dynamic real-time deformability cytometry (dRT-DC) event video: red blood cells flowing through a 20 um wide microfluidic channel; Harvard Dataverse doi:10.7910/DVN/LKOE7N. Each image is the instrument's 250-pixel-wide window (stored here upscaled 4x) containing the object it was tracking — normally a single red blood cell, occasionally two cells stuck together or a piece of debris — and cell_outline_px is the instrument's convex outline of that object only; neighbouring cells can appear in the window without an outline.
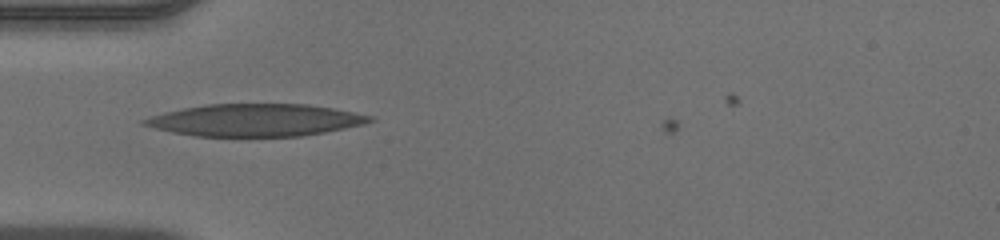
{"species": "human", "species_latin": "Homo sapiens", "temperature_condition": "warm", "stored_images_in_passage": 30, "camera_frame_rate_fps": 3000, "um_per_image_px": 0.085, "donor": {"sex": "male"}, "frame": {"image": 1, "passage_image": 1, "time_ms": 0.0, "image_size_px": [1000, 240], "cell_outline_px": [[376, 120], [364, 124], [324, 132], [300, 136], [196, 136], [172, 132], [140, 124], [140, 120], [164, 112], [204, 104], [308, 104], [332, 108], [372, 116]], "centroid_in_image_um": [21.69, 10.2], "position_along_channel_um": 63.3, "area_um2": 42.19}}
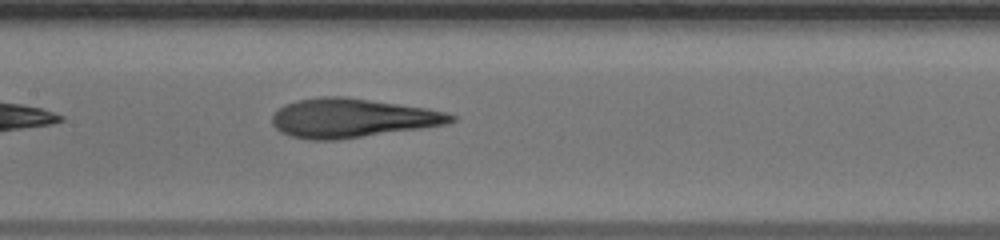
{"frame": {"image": 2, "passage_image": 9, "time_ms": 2.667, "image_size_px": [1000, 240], "cell_outline_px": [[456, 120], [448, 124], [336, 140], [308, 140], [292, 136], [280, 132], [272, 124], [272, 116], [284, 104], [296, 100], [324, 96], [344, 96], [424, 108], [444, 112], [456, 116]], "centroid_in_image_um": [29.88, 10.03], "position_along_channel_um": 177.5, "area_um2": 40.34}}
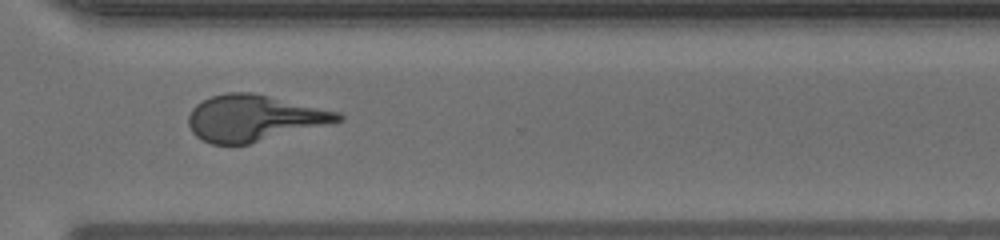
{"frame": {"image": 3, "passage_image": 21, "time_ms": 6.667, "image_size_px": [1000, 240], "cell_outline_px": [[344, 120], [336, 124], [248, 144], [212, 144], [196, 136], [192, 132], [188, 124], [188, 116], [192, 108], [196, 104], [212, 96], [228, 92], [252, 92], [340, 112], [344, 116]], "centroid_in_image_um": [21.66, 10.05], "position_along_channel_um": 348.9, "area_um2": 40.63}}